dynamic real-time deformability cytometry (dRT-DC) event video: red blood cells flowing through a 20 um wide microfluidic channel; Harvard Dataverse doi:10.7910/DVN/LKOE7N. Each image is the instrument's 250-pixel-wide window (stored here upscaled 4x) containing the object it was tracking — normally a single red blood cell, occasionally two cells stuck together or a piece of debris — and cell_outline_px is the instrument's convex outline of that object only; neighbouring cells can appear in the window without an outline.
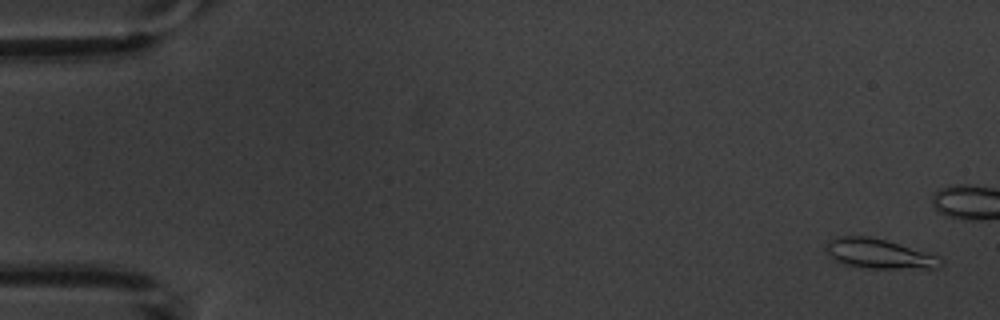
{"species": "common noctule bat (a hibernating species)", "species_latin": "Nyctalus noctula", "temperature_condition": "warm", "stored_images_in_passage": 5, "camera_frame_rate_fps": 3000, "um_per_image_px": 0.085, "animal": {"sex": "male", "body_mass_g": 20.1, "forearm_length_mm": 53.5}, "frame": {"image": 1, "passage_image": 1, "time_ms": 0.0, "image_size_px": [1000, 320], "cell_outline_px": [[944, 264], [940, 268], [868, 268], [844, 264], [828, 256], [824, 248], [828, 240], [840, 236], [868, 236], [888, 240], [936, 256], [944, 260]], "centroid_in_image_um": [74.68, 21.56], "position_along_channel_um": 10.3, "area_um2": 19.83}}